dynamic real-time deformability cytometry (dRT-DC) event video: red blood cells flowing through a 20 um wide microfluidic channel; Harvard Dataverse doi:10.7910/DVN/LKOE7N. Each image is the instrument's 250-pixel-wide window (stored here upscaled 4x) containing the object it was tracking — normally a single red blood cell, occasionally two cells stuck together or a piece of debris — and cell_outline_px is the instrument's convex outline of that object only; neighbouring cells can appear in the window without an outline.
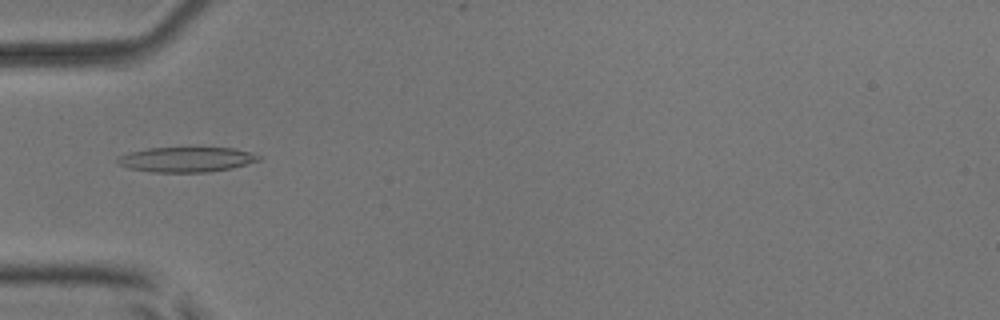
{"species": "common noctule bat (a hibernating species)", "species_latin": "Nyctalus noctula", "temperature_condition": "room temperature", "stored_images_in_passage": 2, "camera_frame_rate_fps": 3000, "um_per_image_px": 0.085, "animal": {"sex": "male", "body_mass_g": 17.9, "forearm_length_mm": 54.2}, "frame": {"image": 1, "passage_image": 1, "time_ms": 0.0, "image_size_px": [1000, 320], "cell_outline_px": [[264, 156], [260, 160], [232, 168], [208, 172], [152, 172], [128, 168], [120, 164], [116, 160], [120, 156], [128, 152], [148, 148], [236, 148]], "centroid_in_image_um": [15.88, 13.55], "position_along_channel_um": 69.1, "area_um2": 20.58}}